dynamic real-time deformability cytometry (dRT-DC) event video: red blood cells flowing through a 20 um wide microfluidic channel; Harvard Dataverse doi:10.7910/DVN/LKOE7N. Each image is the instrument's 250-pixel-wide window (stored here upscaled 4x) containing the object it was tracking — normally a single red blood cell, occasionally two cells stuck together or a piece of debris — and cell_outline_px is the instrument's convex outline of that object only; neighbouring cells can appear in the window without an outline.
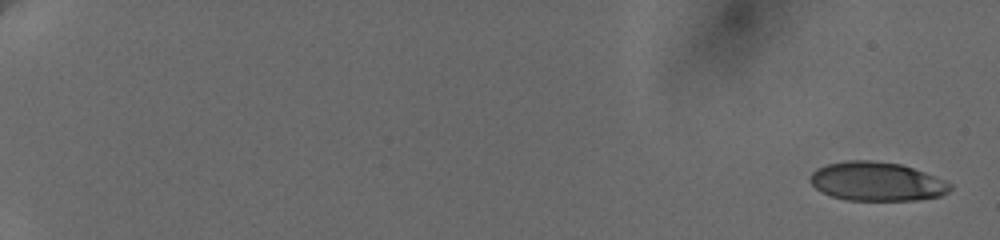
{"species": "human", "species_latin": "Homo sapiens", "temperature_condition": "cold", "stored_images_in_passage": 12, "camera_frame_rate_fps": 3000, "um_per_image_px": 0.085, "donor": {"sex": "female"}, "frame": {"image": 1, "passage_image": 1, "time_ms": 0.0, "image_size_px": [1000, 240], "cell_outline_px": [[952, 188], [948, 192], [940, 196], [916, 200], [848, 200], [832, 196], [816, 188], [808, 180], [812, 172], [816, 168], [828, 164], [848, 160], [872, 160], [900, 164], [936, 176], [952, 184]], "centroid_in_image_um": [74.53, 15.42], "position_along_channel_um": 10.5, "area_um2": 31.67}}
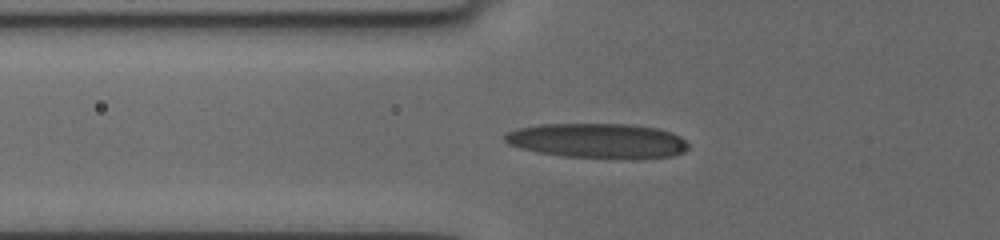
{"frame": {"image": 2, "passage_image": 9, "time_ms": 7.667, "image_size_px": [1000, 240], "cell_outline_px": [[688, 148], [684, 152], [672, 156], [564, 156], [540, 152], [520, 148], [508, 144], [504, 140], [504, 136], [508, 132], [520, 128], [540, 124], [628, 124], [656, 128], [672, 132], [680, 136], [688, 144]], "centroid_in_image_um": [50.77, 11.92], "position_along_channel_um": 75.0, "area_um2": 36.01}}
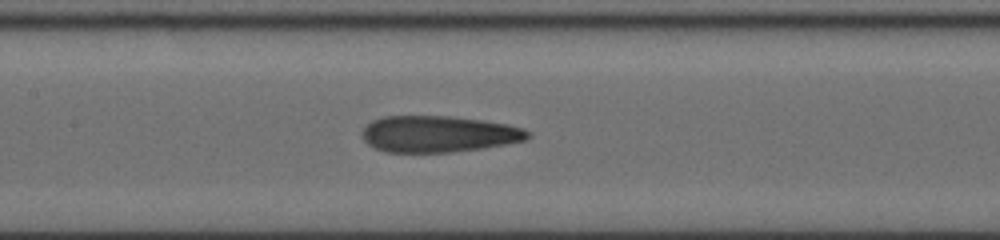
{"frame": {"image": 3, "passage_image": 12, "time_ms": 10.333, "image_size_px": [1000, 240], "cell_outline_px": [[528, 136], [524, 140], [504, 144], [480, 148], [452, 152], [388, 152], [376, 148], [368, 144], [360, 136], [360, 132], [372, 120], [384, 116], [448, 116], [484, 120], [508, 124], [524, 128], [528, 132]], "centroid_in_image_um": [37.23, 11.38], "position_along_channel_um": 170.2, "area_um2": 35.03}}